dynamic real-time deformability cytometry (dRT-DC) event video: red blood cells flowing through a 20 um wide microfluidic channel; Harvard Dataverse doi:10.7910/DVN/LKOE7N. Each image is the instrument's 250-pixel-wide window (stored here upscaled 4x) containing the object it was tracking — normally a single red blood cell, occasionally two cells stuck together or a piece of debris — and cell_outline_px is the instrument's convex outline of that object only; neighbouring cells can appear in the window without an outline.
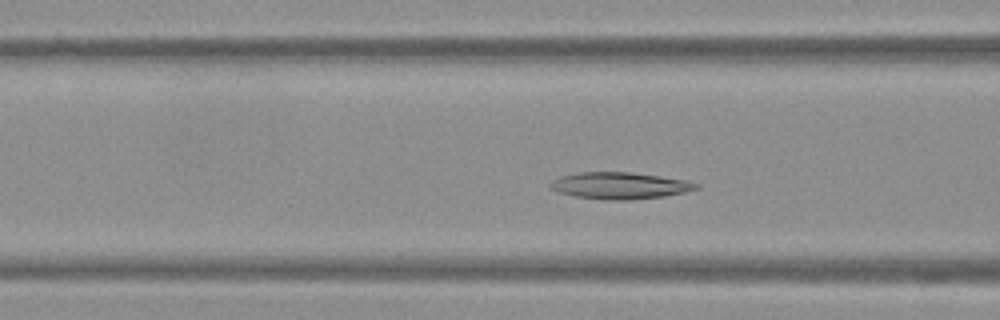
{"species": "Egyptian fruit bat (a non-hibernating species)", "species_latin": "Rousettus aegyptiacus", "temperature_condition": "warm", "stored_images_in_passage": 45, "camera_frame_rate_fps": 3000, "um_per_image_px": 0.085, "frame": {"image": 1, "passage_image": 14, "time_ms": 4.333, "image_size_px": [1000, 320], "cell_outline_px": [[700, 188], [684, 192], [664, 196], [628, 200], [604, 200], [576, 196], [560, 192], [552, 188], [548, 184], [552, 180], [564, 176], [580, 172], [632, 172], [688, 180], [700, 184]], "centroid_in_image_um": [52.74, 15.77], "position_along_channel_um": 113.9, "area_um2": 22.6}}
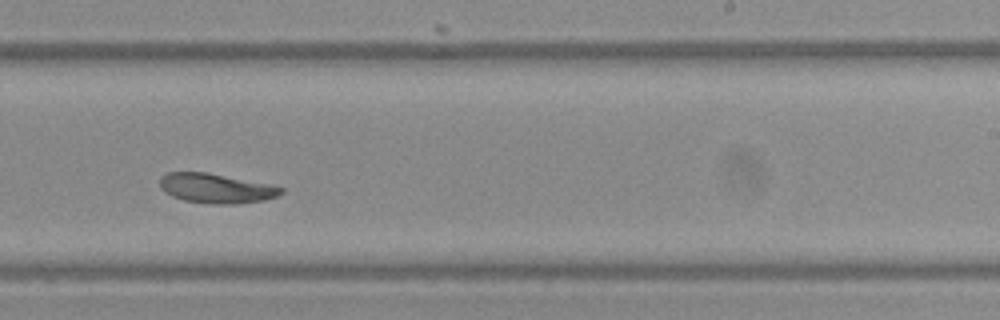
{"frame": {"image": 2, "passage_image": 26, "time_ms": 8.333, "image_size_px": [1000, 320], "cell_outline_px": [[284, 192], [276, 196], [264, 200], [232, 204], [212, 204], [184, 200], [172, 196], [164, 192], [160, 188], [160, 176], [168, 172], [208, 172], [272, 184], [284, 188]], "centroid_in_image_um": [18.37, 15.99], "position_along_channel_um": 270.6, "area_um2": 21.1}}
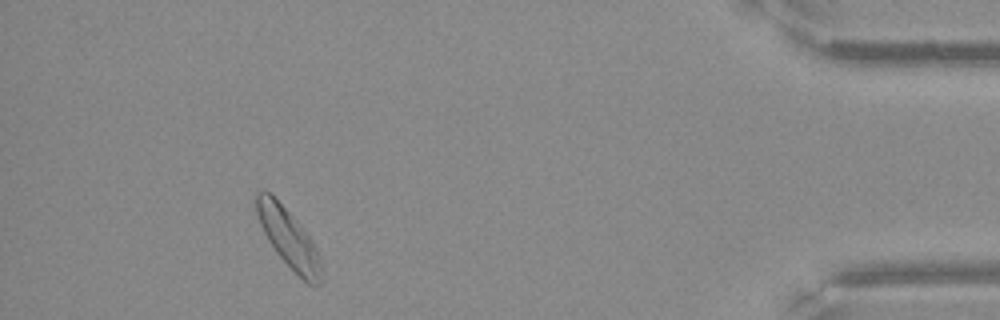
{"frame": {"image": 3, "passage_image": 41, "time_ms": 13.333, "image_size_px": [1000, 320], "cell_outline_px": [[324, 280], [316, 288], [308, 284], [276, 252], [268, 240], [260, 224], [252, 200], [256, 192], [268, 192], [288, 212], [308, 236], [316, 248], [320, 256]], "centroid_in_image_um": [24.54, 20.3], "position_along_channel_um": 410.7, "area_um2": 21.91}}